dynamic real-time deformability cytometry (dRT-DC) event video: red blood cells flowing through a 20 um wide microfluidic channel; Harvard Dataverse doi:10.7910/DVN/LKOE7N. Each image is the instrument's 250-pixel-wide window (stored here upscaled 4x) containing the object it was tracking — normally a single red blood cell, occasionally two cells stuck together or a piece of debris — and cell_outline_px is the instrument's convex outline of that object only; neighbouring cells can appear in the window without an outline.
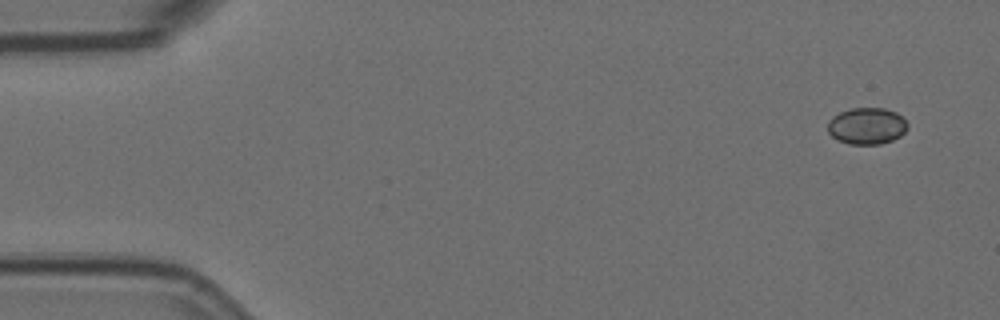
{"species": "Egyptian fruit bat (a non-hibernating species)", "species_latin": "Rousettus aegyptiacus", "temperature_condition": "room temperature", "stored_images_in_passage": 14, "camera_frame_rate_fps": 3000, "um_per_image_px": 0.085, "animal": {"sex": "female"}, "frame": {"image": 1, "passage_image": 1, "time_ms": 0.0, "image_size_px": [1000, 320], "cell_outline_px": [[908, 128], [900, 136], [892, 140], [880, 144], [848, 144], [832, 136], [828, 132], [828, 120], [832, 116], [840, 112], [852, 108], [884, 108], [896, 112], [908, 124]], "centroid_in_image_um": [73.67, 10.7], "position_along_channel_um": 11.3, "area_um2": 16.99}}
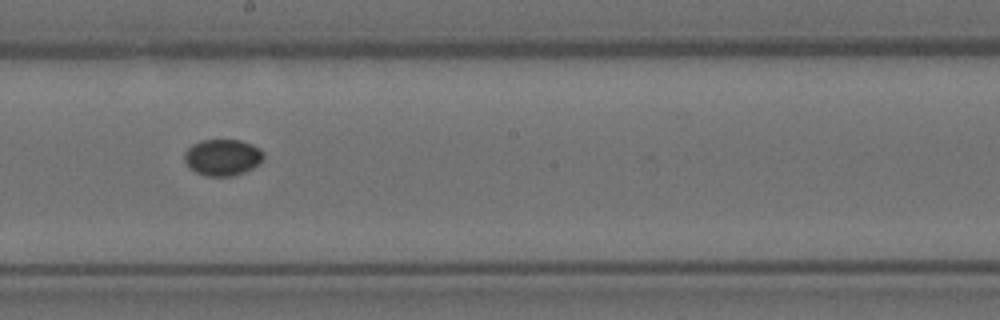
{"frame": {"image": 2, "passage_image": 8, "time_ms": 2.333, "image_size_px": [1000, 320], "cell_outline_px": [[264, 160], [252, 168], [244, 172], [232, 176], [204, 176], [196, 172], [184, 160], [184, 152], [192, 144], [200, 140], [240, 140], [252, 144], [260, 148], [264, 152]], "centroid_in_image_um": [18.94, 13.36], "position_along_channel_um": 229.3, "area_um2": 16.88}}
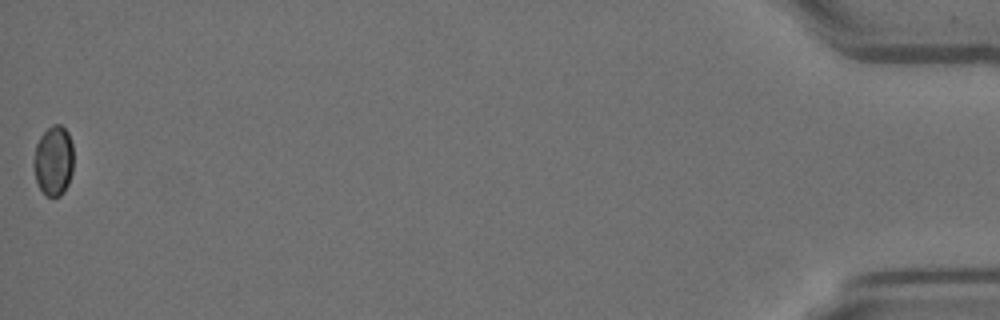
{"frame": {"image": 3, "passage_image": 14, "time_ms": 4.333, "image_size_px": [1000, 320], "cell_outline_px": [[72, 172], [68, 184], [64, 192], [60, 196], [48, 196], [40, 188], [36, 180], [32, 164], [32, 160], [36, 144], [40, 136], [52, 124], [60, 124], [68, 132], [72, 144]], "centroid_in_image_um": [4.53, 13.65], "position_along_channel_um": 430.7, "area_um2": 16.3}}